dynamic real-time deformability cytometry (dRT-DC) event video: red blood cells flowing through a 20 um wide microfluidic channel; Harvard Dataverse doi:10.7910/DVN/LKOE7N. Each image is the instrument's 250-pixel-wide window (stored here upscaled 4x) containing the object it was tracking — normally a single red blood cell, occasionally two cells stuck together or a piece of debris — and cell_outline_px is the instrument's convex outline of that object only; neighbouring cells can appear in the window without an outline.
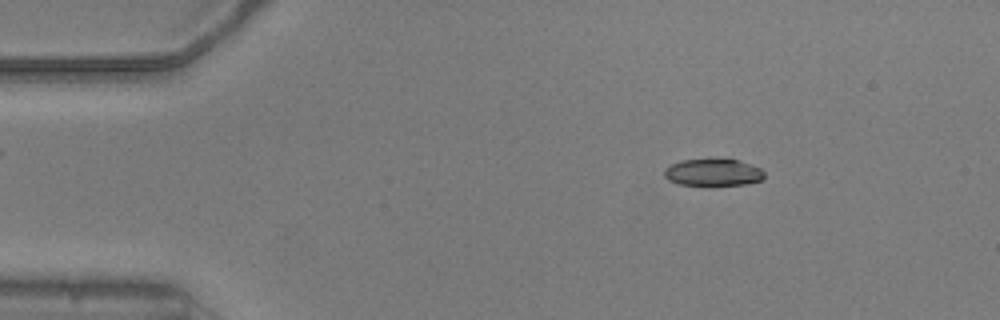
{"species": "common noctule bat (a hibernating species)", "species_latin": "Nyctalus noctula", "temperature_condition": "warm", "stored_images_in_passage": 13, "camera_frame_rate_fps": 3000, "um_per_image_px": 0.085, "animal": {"sex": "male", "body_mass_g": 20.5, "forearm_length_mm": 52.5}, "frame": {"image": 1, "passage_image": 1, "time_ms": 0.0, "image_size_px": [1000, 320], "cell_outline_px": [[764, 176], [760, 180], [744, 184], [708, 188], [676, 184], [668, 180], [664, 176], [664, 168], [672, 164], [684, 160], [736, 160], [760, 168], [764, 172]], "centroid_in_image_um": [60.55, 14.72], "position_along_channel_um": 24.4, "area_um2": 16.13}}
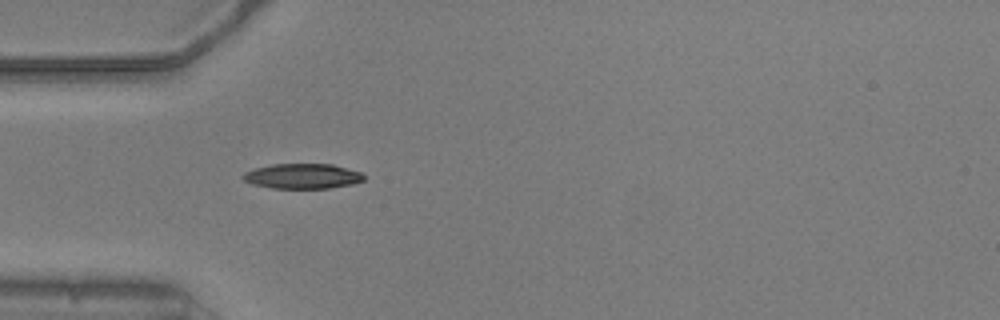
{"frame": {"image": 2, "passage_image": 9, "time_ms": 2.667, "image_size_px": [1000, 320], "cell_outline_px": [[364, 180], [352, 184], [328, 188], [272, 188], [252, 184], [244, 180], [240, 176], [244, 172], [256, 168], [272, 164], [332, 164], [360, 172], [364, 176]], "centroid_in_image_um": [25.68, 14.97], "position_along_channel_um": 59.3, "area_um2": 17.57}}
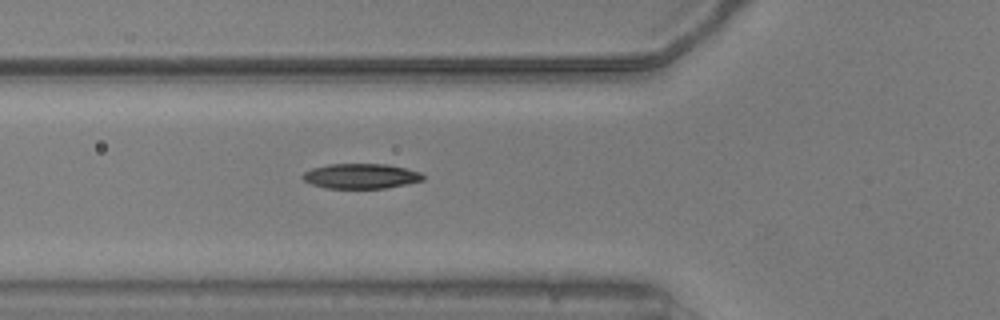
{"frame": {"image": 3, "passage_image": 12, "time_ms": 3.667, "image_size_px": [1000, 320], "cell_outline_px": [[424, 180], [408, 184], [384, 188], [328, 188], [312, 184], [304, 180], [300, 176], [304, 172], [312, 168], [328, 164], [388, 164], [420, 172], [424, 176]], "centroid_in_image_um": [30.68, 14.96], "position_along_channel_um": 95.1, "area_um2": 17.51}}